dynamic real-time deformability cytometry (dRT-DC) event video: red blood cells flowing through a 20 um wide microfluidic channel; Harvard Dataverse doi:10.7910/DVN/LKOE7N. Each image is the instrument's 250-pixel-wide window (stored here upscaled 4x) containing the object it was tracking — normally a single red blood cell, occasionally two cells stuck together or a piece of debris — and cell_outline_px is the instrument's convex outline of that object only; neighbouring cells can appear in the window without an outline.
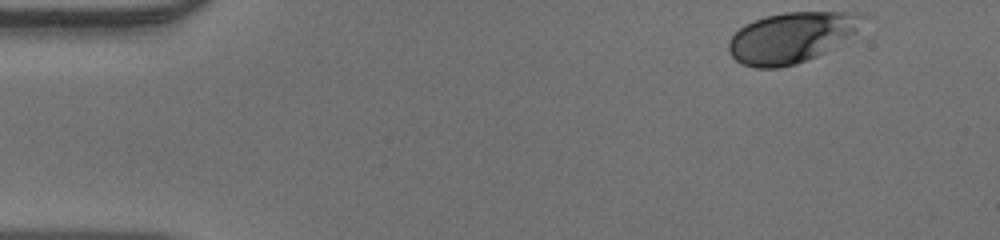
{"species": "human", "species_latin": "Homo sapiens", "temperature_condition": "warm", "stored_images_in_passage": 45, "camera_frame_rate_fps": 3000, "um_per_image_px": 0.085, "donor": {"sex": "male"}, "frame": {"image": 1, "passage_image": 1, "time_ms": 0.0, "image_size_px": [1000, 240], "cell_outline_px": [[872, 16], [856, 32], [824, 52], [816, 56], [796, 64], [780, 68], [756, 68], [744, 64], [736, 60], [728, 52], [728, 40], [744, 24], [768, 16], [784, 12], [860, 12]], "centroid_in_image_um": [67.32, 3.16], "position_along_channel_um": 17.7, "area_um2": 39.65}}
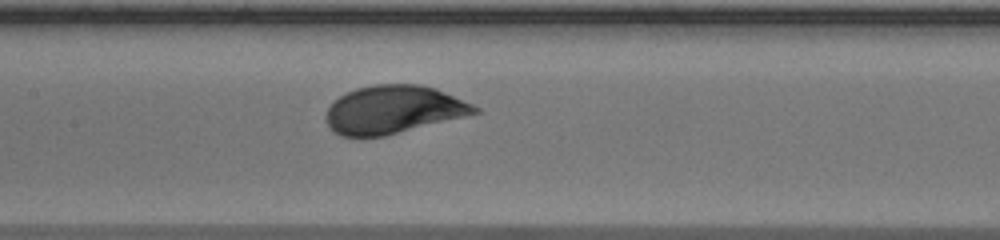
{"frame": {"image": 2, "passage_image": 20, "time_ms": 6.333, "image_size_px": [1000, 240], "cell_outline_px": [[480, 112], [384, 136], [340, 136], [332, 132], [324, 116], [328, 108], [340, 96], [356, 88], [372, 84], [420, 84], [436, 88], [472, 104], [480, 108]], "centroid_in_image_um": [33.41, 9.31], "position_along_channel_um": 174.0, "area_um2": 41.33}}
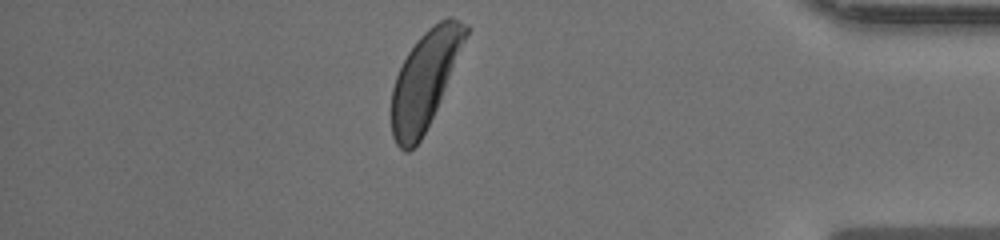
{"frame": {"image": 3, "passage_image": 39, "time_ms": 12.667, "image_size_px": [1000, 240], "cell_outline_px": [[468, 32], [440, 100], [420, 140], [408, 152], [404, 152], [396, 144], [392, 136], [392, 88], [396, 76], [408, 52], [420, 36], [428, 28], [440, 20], [448, 16], [452, 16], [468, 24]], "centroid_in_image_um": [36.1, 6.76], "position_along_channel_um": 399.1, "area_um2": 40.86}}